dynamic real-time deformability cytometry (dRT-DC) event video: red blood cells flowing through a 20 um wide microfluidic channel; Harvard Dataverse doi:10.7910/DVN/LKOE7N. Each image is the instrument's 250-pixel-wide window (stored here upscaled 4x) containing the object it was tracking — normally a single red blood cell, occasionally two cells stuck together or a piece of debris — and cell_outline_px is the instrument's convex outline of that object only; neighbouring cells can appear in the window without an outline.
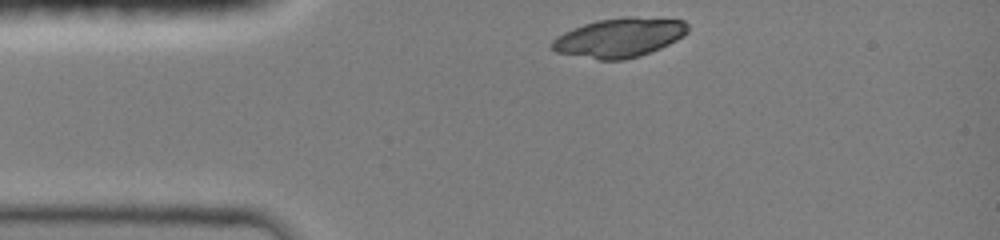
{"species": "common noctule bat (a hibernating species)", "species_latin": "Nyctalus noctula", "temperature_condition": "room temperature", "stored_images_in_passage": 26, "camera_frame_rate_fps": 3000, "um_per_image_px": 0.085, "animal": {"sex": "female", "body_mass_g": 19.0, "forearm_length_mm": 51.5}, "frame": {"image": 1, "passage_image": 1, "time_ms": 0.0, "image_size_px": [1000, 240], "cell_outline_px": [[688, 32], [684, 36], [660, 48], [640, 56], [624, 60], [600, 60], [556, 52], [552, 48], [552, 40], [556, 36], [572, 28], [596, 20], [624, 16], [632, 16], [684, 20], [688, 24]], "centroid_in_image_um": [52.66, 3.18], "position_along_channel_um": 32.3, "area_um2": 31.21}}
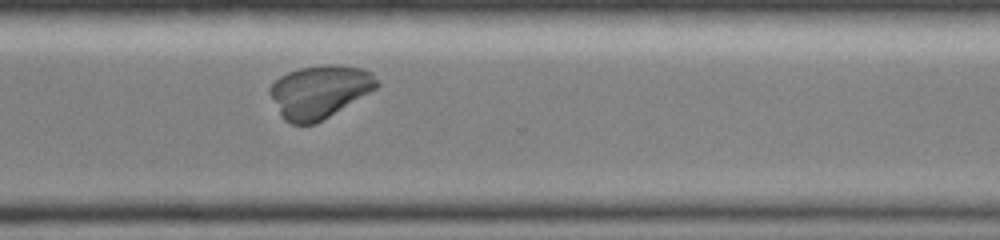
{"frame": {"image": 2, "passage_image": 22, "time_ms": 8.333, "image_size_px": [1000, 240], "cell_outline_px": [[380, 84], [376, 88], [316, 124], [292, 124], [284, 120], [280, 116], [268, 92], [272, 84], [280, 76], [288, 72], [300, 68], [324, 64], [340, 64], [364, 68], [372, 72], [380, 80]], "centroid_in_image_um": [27.17, 7.77], "position_along_channel_um": 343.4, "area_um2": 33.18}}